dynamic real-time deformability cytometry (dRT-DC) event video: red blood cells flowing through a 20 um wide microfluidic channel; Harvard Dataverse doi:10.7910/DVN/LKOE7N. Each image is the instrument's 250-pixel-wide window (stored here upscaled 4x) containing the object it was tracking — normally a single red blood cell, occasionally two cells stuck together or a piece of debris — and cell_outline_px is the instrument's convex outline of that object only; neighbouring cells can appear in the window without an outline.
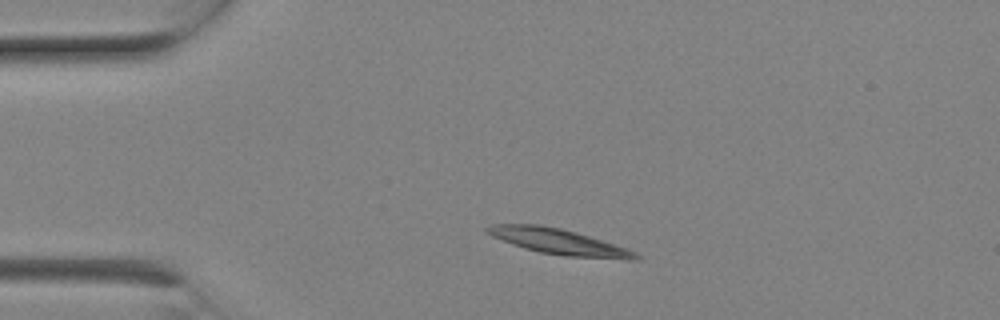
{"species": "Egyptian fruit bat (a non-hibernating species)", "species_latin": "Rousettus aegyptiacus", "temperature_condition": "room temperature", "stored_images_in_passage": 4, "camera_frame_rate_fps": 3000, "um_per_image_px": 0.085, "animal": {"sex": "female"}, "frame": {"image": 1, "passage_image": 1, "time_ms": 0.0, "image_size_px": [1000, 320], "cell_outline_px": [[640, 260], [624, 260], [568, 256], [540, 252], [524, 248], [512, 244], [492, 236], [484, 232], [484, 228], [492, 224], [540, 224], [560, 228], [576, 232], [628, 248], [636, 252], [640, 256]], "centroid_in_image_um": [47.53, 20.54], "position_along_channel_um": 37.5, "area_um2": 22.31}}
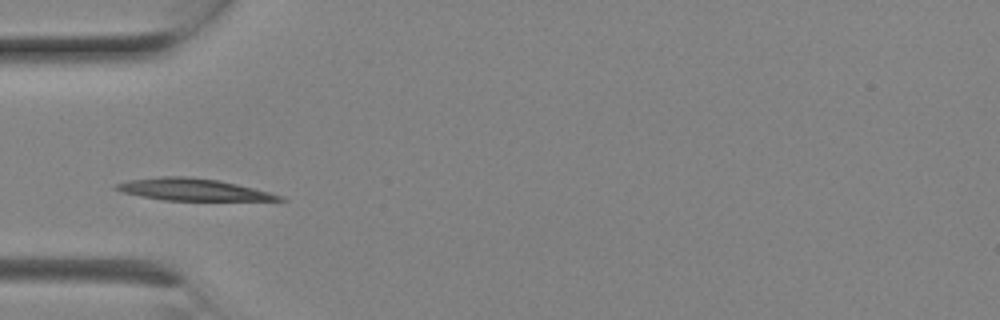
{"frame": {"image": 2, "passage_image": 3, "time_ms": 0.667, "image_size_px": [1000, 320], "cell_outline_px": [[288, 200], [164, 200], [140, 196], [124, 192], [112, 188], [116, 184], [128, 180], [160, 176], [188, 176], [216, 180], [236, 184], [284, 196]], "centroid_in_image_um": [16.35, 16.11], "position_along_channel_um": 68.7, "area_um2": 20.58}}
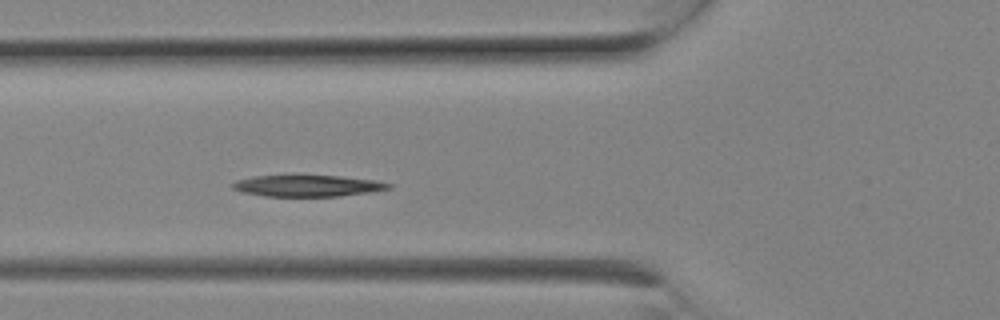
{"frame": {"image": 3, "passage_image": 4, "time_ms": 1.0, "image_size_px": [1000, 320], "cell_outline_px": [[392, 188], [368, 192], [336, 196], [264, 196], [244, 192], [232, 188], [232, 184], [236, 180], [252, 176], [340, 176], [376, 180], [392, 184]], "centroid_in_image_um": [26.15, 15.79], "position_along_channel_um": 99.7, "area_um2": 19.19}}